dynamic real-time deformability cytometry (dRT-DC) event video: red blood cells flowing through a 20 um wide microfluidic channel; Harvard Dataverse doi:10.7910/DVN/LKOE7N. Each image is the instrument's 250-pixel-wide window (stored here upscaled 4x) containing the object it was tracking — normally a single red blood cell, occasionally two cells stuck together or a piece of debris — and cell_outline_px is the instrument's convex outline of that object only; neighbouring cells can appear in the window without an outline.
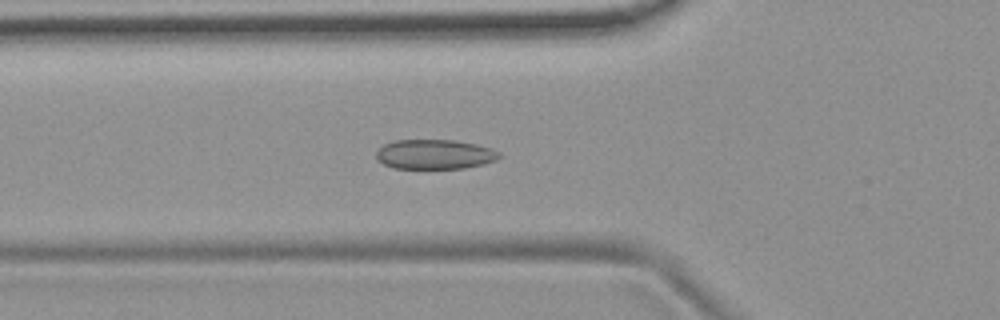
{"species": "common noctule bat (a hibernating species)", "species_latin": "Nyctalus noctula", "temperature_condition": "room temperature", "stored_images_in_passage": 37, "camera_frame_rate_fps": 3000, "um_per_image_px": 0.085, "animal": {"sex": "female", "body_mass_g": 19.9}, "frame": {"image": 1, "passage_image": 2, "time_ms": 0.333, "image_size_px": [1000, 320], "cell_outline_px": [[500, 156], [496, 160], [484, 164], [464, 168], [392, 168], [376, 160], [376, 152], [384, 144], [396, 140], [452, 140], [476, 144], [492, 148], [500, 152]], "centroid_in_image_um": [36.95, 13.12], "position_along_channel_um": 88.9, "area_um2": 21.27}}
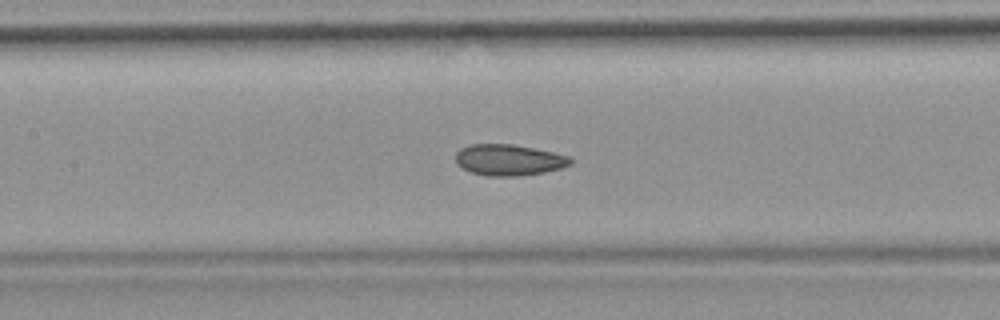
{"frame": {"image": 2, "passage_image": 8, "time_ms": 2.333, "image_size_px": [1000, 320], "cell_outline_px": [[572, 164], [564, 168], [544, 172], [520, 176], [488, 176], [472, 172], [456, 164], [456, 152], [460, 148], [468, 144], [512, 144], [572, 156]], "centroid_in_image_um": [43.28, 13.59], "position_along_channel_um": 164.1, "area_um2": 20.98}}
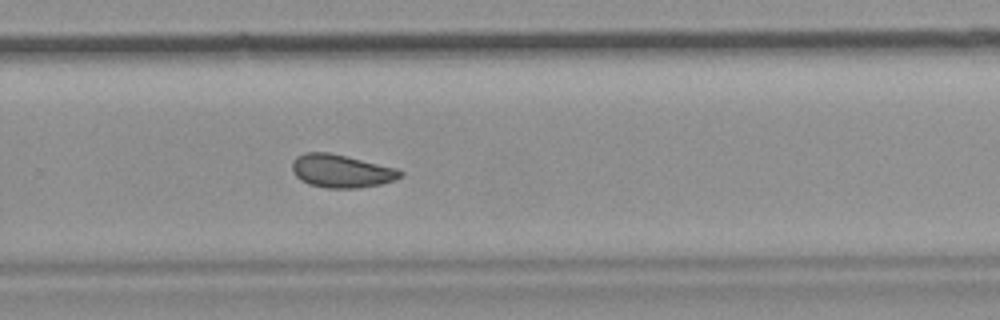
{"frame": {"image": 3, "passage_image": 19, "time_ms": 6.0, "image_size_px": [1000, 320], "cell_outline_px": [[404, 176], [396, 180], [380, 184], [360, 188], [328, 188], [308, 184], [300, 180], [292, 172], [292, 164], [296, 156], [304, 152], [328, 152], [400, 168], [404, 172]], "centroid_in_image_um": [29.06, 14.54], "position_along_channel_um": 300.7, "area_um2": 21.21}}